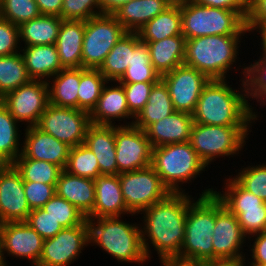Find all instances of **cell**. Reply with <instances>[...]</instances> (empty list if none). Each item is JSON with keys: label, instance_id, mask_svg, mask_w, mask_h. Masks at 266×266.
I'll return each mask as SVG.
<instances>
[{"label": "cell", "instance_id": "cell-1", "mask_svg": "<svg viewBox=\"0 0 266 266\" xmlns=\"http://www.w3.org/2000/svg\"><path fill=\"white\" fill-rule=\"evenodd\" d=\"M194 199L188 193H170L140 213L142 244L149 262L154 250L158 260L180 254L188 207Z\"/></svg>", "mask_w": 266, "mask_h": 266}, {"label": "cell", "instance_id": "cell-2", "mask_svg": "<svg viewBox=\"0 0 266 266\" xmlns=\"http://www.w3.org/2000/svg\"><path fill=\"white\" fill-rule=\"evenodd\" d=\"M227 80L212 79L204 86L192 114L194 123L253 126L259 120V112L253 107L255 101L250 103L247 99L245 79L239 81L242 88L231 87Z\"/></svg>", "mask_w": 266, "mask_h": 266}, {"label": "cell", "instance_id": "cell-3", "mask_svg": "<svg viewBox=\"0 0 266 266\" xmlns=\"http://www.w3.org/2000/svg\"><path fill=\"white\" fill-rule=\"evenodd\" d=\"M245 37L248 38L245 35H211L187 39L184 65L195 68L210 80L232 79L229 78L232 69L237 72L243 68V71L241 70L243 76L239 74V77L245 79L247 64L238 63V67L235 66L240 61L238 59V53L242 51L240 43H243L241 40Z\"/></svg>", "mask_w": 266, "mask_h": 266}, {"label": "cell", "instance_id": "cell-4", "mask_svg": "<svg viewBox=\"0 0 266 266\" xmlns=\"http://www.w3.org/2000/svg\"><path fill=\"white\" fill-rule=\"evenodd\" d=\"M124 216L87 218L89 245L102 248L122 264L149 263L142 244L139 222H126ZM139 223V224H138Z\"/></svg>", "mask_w": 266, "mask_h": 266}, {"label": "cell", "instance_id": "cell-5", "mask_svg": "<svg viewBox=\"0 0 266 266\" xmlns=\"http://www.w3.org/2000/svg\"><path fill=\"white\" fill-rule=\"evenodd\" d=\"M151 166L170 193L189 194L183 186L192 184L200 174L207 171L206 165L189 142L152 148Z\"/></svg>", "mask_w": 266, "mask_h": 266}, {"label": "cell", "instance_id": "cell-6", "mask_svg": "<svg viewBox=\"0 0 266 266\" xmlns=\"http://www.w3.org/2000/svg\"><path fill=\"white\" fill-rule=\"evenodd\" d=\"M205 188L189 207L185 221V239L179 256L202 261L214 259L212 234L215 227V188Z\"/></svg>", "mask_w": 266, "mask_h": 266}, {"label": "cell", "instance_id": "cell-7", "mask_svg": "<svg viewBox=\"0 0 266 266\" xmlns=\"http://www.w3.org/2000/svg\"><path fill=\"white\" fill-rule=\"evenodd\" d=\"M182 35L193 39L211 35H247L246 20L234 10L204 6L192 0L181 2Z\"/></svg>", "mask_w": 266, "mask_h": 266}, {"label": "cell", "instance_id": "cell-8", "mask_svg": "<svg viewBox=\"0 0 266 266\" xmlns=\"http://www.w3.org/2000/svg\"><path fill=\"white\" fill-rule=\"evenodd\" d=\"M252 126H218L193 123L189 143L200 160L211 168L216 158L236 157L246 148ZM244 147V148H243ZM239 154V155H238Z\"/></svg>", "mask_w": 266, "mask_h": 266}, {"label": "cell", "instance_id": "cell-9", "mask_svg": "<svg viewBox=\"0 0 266 266\" xmlns=\"http://www.w3.org/2000/svg\"><path fill=\"white\" fill-rule=\"evenodd\" d=\"M128 31L113 14H100L85 21L82 67L99 69L114 45Z\"/></svg>", "mask_w": 266, "mask_h": 266}, {"label": "cell", "instance_id": "cell-10", "mask_svg": "<svg viewBox=\"0 0 266 266\" xmlns=\"http://www.w3.org/2000/svg\"><path fill=\"white\" fill-rule=\"evenodd\" d=\"M118 177L126 207L131 214L137 216L170 194L152 166L123 172Z\"/></svg>", "mask_w": 266, "mask_h": 266}, {"label": "cell", "instance_id": "cell-11", "mask_svg": "<svg viewBox=\"0 0 266 266\" xmlns=\"http://www.w3.org/2000/svg\"><path fill=\"white\" fill-rule=\"evenodd\" d=\"M90 125V113L49 103L36 126L72 148L84 143Z\"/></svg>", "mask_w": 266, "mask_h": 266}, {"label": "cell", "instance_id": "cell-12", "mask_svg": "<svg viewBox=\"0 0 266 266\" xmlns=\"http://www.w3.org/2000/svg\"><path fill=\"white\" fill-rule=\"evenodd\" d=\"M0 100L23 127L36 126L49 104L48 82L31 79Z\"/></svg>", "mask_w": 266, "mask_h": 266}, {"label": "cell", "instance_id": "cell-13", "mask_svg": "<svg viewBox=\"0 0 266 266\" xmlns=\"http://www.w3.org/2000/svg\"><path fill=\"white\" fill-rule=\"evenodd\" d=\"M89 246L87 220L81 225L63 228L54 237L44 240L43 251L36 266H69Z\"/></svg>", "mask_w": 266, "mask_h": 266}, {"label": "cell", "instance_id": "cell-14", "mask_svg": "<svg viewBox=\"0 0 266 266\" xmlns=\"http://www.w3.org/2000/svg\"><path fill=\"white\" fill-rule=\"evenodd\" d=\"M118 172H131L151 166L152 146L146 132L132 125L115 126Z\"/></svg>", "mask_w": 266, "mask_h": 266}, {"label": "cell", "instance_id": "cell-15", "mask_svg": "<svg viewBox=\"0 0 266 266\" xmlns=\"http://www.w3.org/2000/svg\"><path fill=\"white\" fill-rule=\"evenodd\" d=\"M175 111L193 114L197 101L209 78L187 65H181L161 76Z\"/></svg>", "mask_w": 266, "mask_h": 266}, {"label": "cell", "instance_id": "cell-16", "mask_svg": "<svg viewBox=\"0 0 266 266\" xmlns=\"http://www.w3.org/2000/svg\"><path fill=\"white\" fill-rule=\"evenodd\" d=\"M43 242L44 239L26 221L2 223L4 266H10L6 257L28 260L31 266H36L43 251Z\"/></svg>", "mask_w": 266, "mask_h": 266}, {"label": "cell", "instance_id": "cell-17", "mask_svg": "<svg viewBox=\"0 0 266 266\" xmlns=\"http://www.w3.org/2000/svg\"><path fill=\"white\" fill-rule=\"evenodd\" d=\"M215 258L249 257L243 252L248 238L242 232L237 217L215 195V227L212 234ZM243 250V251H242ZM247 255V256H246Z\"/></svg>", "mask_w": 266, "mask_h": 266}, {"label": "cell", "instance_id": "cell-18", "mask_svg": "<svg viewBox=\"0 0 266 266\" xmlns=\"http://www.w3.org/2000/svg\"><path fill=\"white\" fill-rule=\"evenodd\" d=\"M30 212L20 172L0 164V223L26 221Z\"/></svg>", "mask_w": 266, "mask_h": 266}, {"label": "cell", "instance_id": "cell-19", "mask_svg": "<svg viewBox=\"0 0 266 266\" xmlns=\"http://www.w3.org/2000/svg\"><path fill=\"white\" fill-rule=\"evenodd\" d=\"M134 118L128 109L123 85L118 81H108L103 87L96 107L90 113L91 124L127 126L133 124ZM129 119L131 120L127 121ZM116 121L123 123L117 124Z\"/></svg>", "mask_w": 266, "mask_h": 266}, {"label": "cell", "instance_id": "cell-20", "mask_svg": "<svg viewBox=\"0 0 266 266\" xmlns=\"http://www.w3.org/2000/svg\"><path fill=\"white\" fill-rule=\"evenodd\" d=\"M22 153L17 158H29L47 161L65 169L71 147L37 126L23 130Z\"/></svg>", "mask_w": 266, "mask_h": 266}, {"label": "cell", "instance_id": "cell-21", "mask_svg": "<svg viewBox=\"0 0 266 266\" xmlns=\"http://www.w3.org/2000/svg\"><path fill=\"white\" fill-rule=\"evenodd\" d=\"M94 182L95 202L92 218L135 216L126 207L118 175H100Z\"/></svg>", "mask_w": 266, "mask_h": 266}, {"label": "cell", "instance_id": "cell-22", "mask_svg": "<svg viewBox=\"0 0 266 266\" xmlns=\"http://www.w3.org/2000/svg\"><path fill=\"white\" fill-rule=\"evenodd\" d=\"M194 120L191 114L174 111L151 124L146 130L152 148L167 144L189 142Z\"/></svg>", "mask_w": 266, "mask_h": 266}, {"label": "cell", "instance_id": "cell-23", "mask_svg": "<svg viewBox=\"0 0 266 266\" xmlns=\"http://www.w3.org/2000/svg\"><path fill=\"white\" fill-rule=\"evenodd\" d=\"M84 144L94 153L102 175H119L116 162L115 126L91 124Z\"/></svg>", "mask_w": 266, "mask_h": 266}, {"label": "cell", "instance_id": "cell-24", "mask_svg": "<svg viewBox=\"0 0 266 266\" xmlns=\"http://www.w3.org/2000/svg\"><path fill=\"white\" fill-rule=\"evenodd\" d=\"M55 189L58 196L75 206L86 219L92 218L95 202L94 180L70 174L63 169Z\"/></svg>", "mask_w": 266, "mask_h": 266}, {"label": "cell", "instance_id": "cell-25", "mask_svg": "<svg viewBox=\"0 0 266 266\" xmlns=\"http://www.w3.org/2000/svg\"><path fill=\"white\" fill-rule=\"evenodd\" d=\"M84 32L85 21L62 20L55 45L61 66L64 69L82 68Z\"/></svg>", "mask_w": 266, "mask_h": 266}, {"label": "cell", "instance_id": "cell-26", "mask_svg": "<svg viewBox=\"0 0 266 266\" xmlns=\"http://www.w3.org/2000/svg\"><path fill=\"white\" fill-rule=\"evenodd\" d=\"M27 73L33 80L49 81L59 71L61 66L58 50L55 44L21 47L20 51Z\"/></svg>", "mask_w": 266, "mask_h": 266}, {"label": "cell", "instance_id": "cell-27", "mask_svg": "<svg viewBox=\"0 0 266 266\" xmlns=\"http://www.w3.org/2000/svg\"><path fill=\"white\" fill-rule=\"evenodd\" d=\"M147 43L151 64L160 76L184 64L186 39L183 35Z\"/></svg>", "mask_w": 266, "mask_h": 266}, {"label": "cell", "instance_id": "cell-28", "mask_svg": "<svg viewBox=\"0 0 266 266\" xmlns=\"http://www.w3.org/2000/svg\"><path fill=\"white\" fill-rule=\"evenodd\" d=\"M169 7L164 0H131L117 9L113 15L128 32H137Z\"/></svg>", "mask_w": 266, "mask_h": 266}, {"label": "cell", "instance_id": "cell-29", "mask_svg": "<svg viewBox=\"0 0 266 266\" xmlns=\"http://www.w3.org/2000/svg\"><path fill=\"white\" fill-rule=\"evenodd\" d=\"M160 74L150 61L148 43L139 38L137 32H131V59L119 83L158 82Z\"/></svg>", "mask_w": 266, "mask_h": 266}, {"label": "cell", "instance_id": "cell-30", "mask_svg": "<svg viewBox=\"0 0 266 266\" xmlns=\"http://www.w3.org/2000/svg\"><path fill=\"white\" fill-rule=\"evenodd\" d=\"M81 68L62 69L48 81L49 103L78 109V88Z\"/></svg>", "mask_w": 266, "mask_h": 266}, {"label": "cell", "instance_id": "cell-31", "mask_svg": "<svg viewBox=\"0 0 266 266\" xmlns=\"http://www.w3.org/2000/svg\"><path fill=\"white\" fill-rule=\"evenodd\" d=\"M62 18L52 15H40L19 26L20 44L24 47L55 44L58 38Z\"/></svg>", "mask_w": 266, "mask_h": 266}, {"label": "cell", "instance_id": "cell-32", "mask_svg": "<svg viewBox=\"0 0 266 266\" xmlns=\"http://www.w3.org/2000/svg\"><path fill=\"white\" fill-rule=\"evenodd\" d=\"M174 111L167 86L160 79L153 85L148 101L136 114L133 125L145 131L151 124L171 115Z\"/></svg>", "mask_w": 266, "mask_h": 266}, {"label": "cell", "instance_id": "cell-33", "mask_svg": "<svg viewBox=\"0 0 266 266\" xmlns=\"http://www.w3.org/2000/svg\"><path fill=\"white\" fill-rule=\"evenodd\" d=\"M144 42H157L166 37L182 35L181 3L172 5L148 21L137 31Z\"/></svg>", "mask_w": 266, "mask_h": 266}, {"label": "cell", "instance_id": "cell-34", "mask_svg": "<svg viewBox=\"0 0 266 266\" xmlns=\"http://www.w3.org/2000/svg\"><path fill=\"white\" fill-rule=\"evenodd\" d=\"M20 125L0 100V164H12L22 153Z\"/></svg>", "mask_w": 266, "mask_h": 266}, {"label": "cell", "instance_id": "cell-35", "mask_svg": "<svg viewBox=\"0 0 266 266\" xmlns=\"http://www.w3.org/2000/svg\"><path fill=\"white\" fill-rule=\"evenodd\" d=\"M222 181V189L217 191L215 187L214 194L236 217L242 212V208L260 207L264 203L262 199L245 190L232 175Z\"/></svg>", "mask_w": 266, "mask_h": 266}, {"label": "cell", "instance_id": "cell-36", "mask_svg": "<svg viewBox=\"0 0 266 266\" xmlns=\"http://www.w3.org/2000/svg\"><path fill=\"white\" fill-rule=\"evenodd\" d=\"M30 80L20 52L0 56V99Z\"/></svg>", "mask_w": 266, "mask_h": 266}, {"label": "cell", "instance_id": "cell-37", "mask_svg": "<svg viewBox=\"0 0 266 266\" xmlns=\"http://www.w3.org/2000/svg\"><path fill=\"white\" fill-rule=\"evenodd\" d=\"M12 164L20 172L23 182L56 185L63 170L54 163L29 158H16Z\"/></svg>", "mask_w": 266, "mask_h": 266}, {"label": "cell", "instance_id": "cell-38", "mask_svg": "<svg viewBox=\"0 0 266 266\" xmlns=\"http://www.w3.org/2000/svg\"><path fill=\"white\" fill-rule=\"evenodd\" d=\"M131 59V32H127L111 49L98 69L108 81H118Z\"/></svg>", "mask_w": 266, "mask_h": 266}, {"label": "cell", "instance_id": "cell-39", "mask_svg": "<svg viewBox=\"0 0 266 266\" xmlns=\"http://www.w3.org/2000/svg\"><path fill=\"white\" fill-rule=\"evenodd\" d=\"M108 80L98 69L81 68L78 88V109L91 113L96 107L104 85Z\"/></svg>", "mask_w": 266, "mask_h": 266}, {"label": "cell", "instance_id": "cell-40", "mask_svg": "<svg viewBox=\"0 0 266 266\" xmlns=\"http://www.w3.org/2000/svg\"><path fill=\"white\" fill-rule=\"evenodd\" d=\"M64 170L70 174L92 180L102 175L96 156L84 143L70 149Z\"/></svg>", "mask_w": 266, "mask_h": 266}, {"label": "cell", "instance_id": "cell-41", "mask_svg": "<svg viewBox=\"0 0 266 266\" xmlns=\"http://www.w3.org/2000/svg\"><path fill=\"white\" fill-rule=\"evenodd\" d=\"M252 62L247 65L245 77L247 98L250 102L256 100V107L259 105L262 109L266 105V56L260 53L259 58Z\"/></svg>", "mask_w": 266, "mask_h": 266}, {"label": "cell", "instance_id": "cell-42", "mask_svg": "<svg viewBox=\"0 0 266 266\" xmlns=\"http://www.w3.org/2000/svg\"><path fill=\"white\" fill-rule=\"evenodd\" d=\"M238 171L234 176L232 174V177L245 190L266 202V162H260L257 165L250 163L246 167L242 166Z\"/></svg>", "mask_w": 266, "mask_h": 266}, {"label": "cell", "instance_id": "cell-43", "mask_svg": "<svg viewBox=\"0 0 266 266\" xmlns=\"http://www.w3.org/2000/svg\"><path fill=\"white\" fill-rule=\"evenodd\" d=\"M42 209L58 221L63 228L81 225L86 220V217L75 206L57 194Z\"/></svg>", "mask_w": 266, "mask_h": 266}, {"label": "cell", "instance_id": "cell-44", "mask_svg": "<svg viewBox=\"0 0 266 266\" xmlns=\"http://www.w3.org/2000/svg\"><path fill=\"white\" fill-rule=\"evenodd\" d=\"M40 15L35 0H0V17L18 27Z\"/></svg>", "mask_w": 266, "mask_h": 266}, {"label": "cell", "instance_id": "cell-45", "mask_svg": "<svg viewBox=\"0 0 266 266\" xmlns=\"http://www.w3.org/2000/svg\"><path fill=\"white\" fill-rule=\"evenodd\" d=\"M100 14V0H63L62 20L86 21Z\"/></svg>", "mask_w": 266, "mask_h": 266}, {"label": "cell", "instance_id": "cell-46", "mask_svg": "<svg viewBox=\"0 0 266 266\" xmlns=\"http://www.w3.org/2000/svg\"><path fill=\"white\" fill-rule=\"evenodd\" d=\"M237 219L247 238L266 232V202L260 207L242 208Z\"/></svg>", "mask_w": 266, "mask_h": 266}, {"label": "cell", "instance_id": "cell-47", "mask_svg": "<svg viewBox=\"0 0 266 266\" xmlns=\"http://www.w3.org/2000/svg\"><path fill=\"white\" fill-rule=\"evenodd\" d=\"M157 82L121 83L129 111L136 116L148 101L151 89Z\"/></svg>", "mask_w": 266, "mask_h": 266}, {"label": "cell", "instance_id": "cell-48", "mask_svg": "<svg viewBox=\"0 0 266 266\" xmlns=\"http://www.w3.org/2000/svg\"><path fill=\"white\" fill-rule=\"evenodd\" d=\"M26 222L44 239L54 237L63 226L42 208L31 210Z\"/></svg>", "mask_w": 266, "mask_h": 266}, {"label": "cell", "instance_id": "cell-49", "mask_svg": "<svg viewBox=\"0 0 266 266\" xmlns=\"http://www.w3.org/2000/svg\"><path fill=\"white\" fill-rule=\"evenodd\" d=\"M56 185L24 182V191L31 210L42 208L55 194Z\"/></svg>", "mask_w": 266, "mask_h": 266}, {"label": "cell", "instance_id": "cell-50", "mask_svg": "<svg viewBox=\"0 0 266 266\" xmlns=\"http://www.w3.org/2000/svg\"><path fill=\"white\" fill-rule=\"evenodd\" d=\"M19 27L0 17V56L21 51Z\"/></svg>", "mask_w": 266, "mask_h": 266}, {"label": "cell", "instance_id": "cell-51", "mask_svg": "<svg viewBox=\"0 0 266 266\" xmlns=\"http://www.w3.org/2000/svg\"><path fill=\"white\" fill-rule=\"evenodd\" d=\"M248 241L246 246L250 249H247L250 257L246 260L249 264L247 266L266 265V232L253 235L248 238Z\"/></svg>", "mask_w": 266, "mask_h": 266}, {"label": "cell", "instance_id": "cell-52", "mask_svg": "<svg viewBox=\"0 0 266 266\" xmlns=\"http://www.w3.org/2000/svg\"><path fill=\"white\" fill-rule=\"evenodd\" d=\"M266 26V0H249L246 27L249 34L258 27Z\"/></svg>", "mask_w": 266, "mask_h": 266}, {"label": "cell", "instance_id": "cell-53", "mask_svg": "<svg viewBox=\"0 0 266 266\" xmlns=\"http://www.w3.org/2000/svg\"><path fill=\"white\" fill-rule=\"evenodd\" d=\"M204 6L237 11L245 20L248 14L249 0H192Z\"/></svg>", "mask_w": 266, "mask_h": 266}, {"label": "cell", "instance_id": "cell-54", "mask_svg": "<svg viewBox=\"0 0 266 266\" xmlns=\"http://www.w3.org/2000/svg\"><path fill=\"white\" fill-rule=\"evenodd\" d=\"M159 262L160 266H204L205 264V261L179 255L163 258Z\"/></svg>", "mask_w": 266, "mask_h": 266}, {"label": "cell", "instance_id": "cell-55", "mask_svg": "<svg viewBox=\"0 0 266 266\" xmlns=\"http://www.w3.org/2000/svg\"><path fill=\"white\" fill-rule=\"evenodd\" d=\"M42 15H52L61 18L63 0H35Z\"/></svg>", "mask_w": 266, "mask_h": 266}, {"label": "cell", "instance_id": "cell-56", "mask_svg": "<svg viewBox=\"0 0 266 266\" xmlns=\"http://www.w3.org/2000/svg\"><path fill=\"white\" fill-rule=\"evenodd\" d=\"M246 257L240 258H215L205 261L204 266H246Z\"/></svg>", "mask_w": 266, "mask_h": 266}, {"label": "cell", "instance_id": "cell-57", "mask_svg": "<svg viewBox=\"0 0 266 266\" xmlns=\"http://www.w3.org/2000/svg\"><path fill=\"white\" fill-rule=\"evenodd\" d=\"M130 1L131 0H100L101 14H114L117 9Z\"/></svg>", "mask_w": 266, "mask_h": 266}, {"label": "cell", "instance_id": "cell-58", "mask_svg": "<svg viewBox=\"0 0 266 266\" xmlns=\"http://www.w3.org/2000/svg\"><path fill=\"white\" fill-rule=\"evenodd\" d=\"M254 32H256L255 34H253L254 36L257 34V32H258V34L257 35H259V36H256V38L257 37H260V38H257L258 39V41L260 40V44H261V47H260V44L258 45L259 46V48H260V53L262 54V55H264V56H266V26H263V27H258V28H256L254 31H253V33Z\"/></svg>", "mask_w": 266, "mask_h": 266}, {"label": "cell", "instance_id": "cell-59", "mask_svg": "<svg viewBox=\"0 0 266 266\" xmlns=\"http://www.w3.org/2000/svg\"><path fill=\"white\" fill-rule=\"evenodd\" d=\"M1 229H2V224L0 223V266H4V260L2 257Z\"/></svg>", "mask_w": 266, "mask_h": 266}, {"label": "cell", "instance_id": "cell-60", "mask_svg": "<svg viewBox=\"0 0 266 266\" xmlns=\"http://www.w3.org/2000/svg\"><path fill=\"white\" fill-rule=\"evenodd\" d=\"M164 1H166L170 6H172L180 4L183 0H164Z\"/></svg>", "mask_w": 266, "mask_h": 266}]
</instances>
